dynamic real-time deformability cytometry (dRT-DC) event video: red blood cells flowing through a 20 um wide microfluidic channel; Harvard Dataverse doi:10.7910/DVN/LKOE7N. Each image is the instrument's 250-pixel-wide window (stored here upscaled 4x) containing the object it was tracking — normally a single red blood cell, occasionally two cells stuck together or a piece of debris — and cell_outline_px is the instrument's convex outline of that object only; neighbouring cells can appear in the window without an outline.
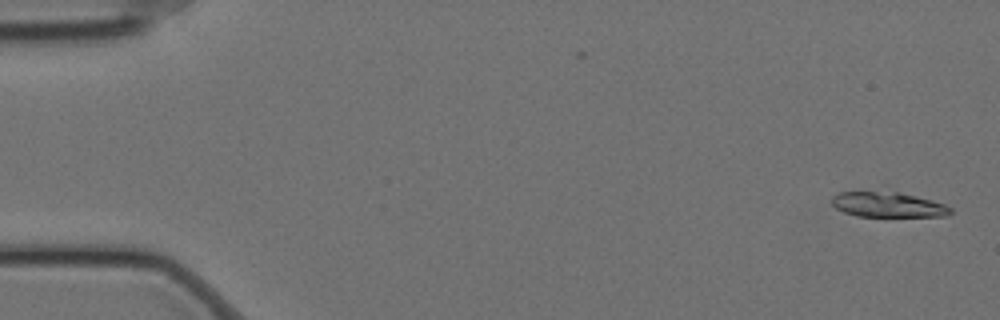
{"species": "Egyptian fruit bat (a non-hibernating species)", "species_latin": "Rousettus aegyptiacus", "temperature_condition": "cold", "stored_images_in_passage": 57, "camera_frame_rate_fps": 3000, "um_per_image_px": 0.085, "animal": {"sex": "female"}, "frame": {"image": 1, "passage_image": 1, "time_ms": 0.0, "image_size_px": [1000, 320], "cell_outline_px": [[952, 212], [948, 216], [856, 216], [844, 212], [836, 208], [832, 204], [832, 196], [840, 192], [888, 184], [944, 204], [952, 208]], "centroid_in_image_um": [75.45, 17.25], "position_along_channel_um": 9.5, "area_um2": 19.59}}
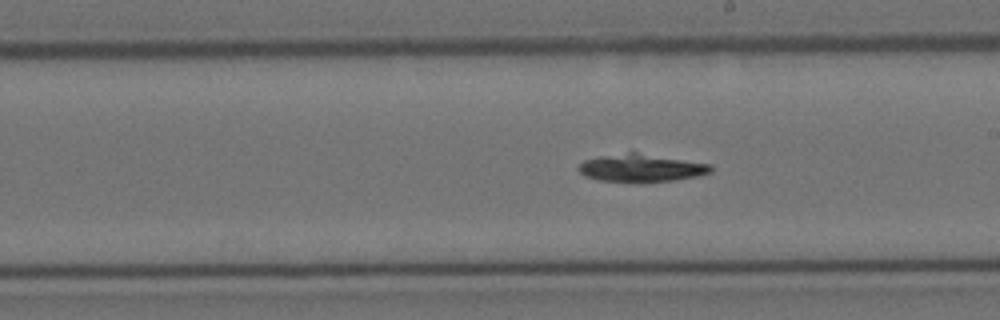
{"frame": {"image": 2, "passage_image": 32, "time_ms": 10.333, "image_size_px": [1000, 320], "cell_outline_px": [[712, 172], [696, 176], [672, 180], [600, 180], [584, 176], [576, 168], [584, 160], [596, 156], [632, 148], [712, 164]], "centroid_in_image_um": [54.5, 14.16], "position_along_channel_um": 234.5, "area_um2": 22.25}}
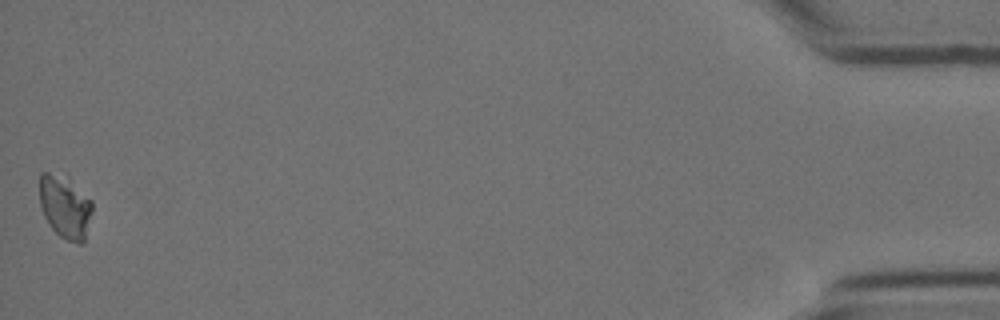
{"frame": {"image": 3, "passage_image": 57, "time_ms": 18.667, "image_size_px": [1000, 320], "cell_outline_px": [[92, 212], [84, 244], [80, 244], [68, 240], [60, 236], [48, 224], [44, 216], [40, 204], [40, 172], [68, 172], [92, 200]], "centroid_in_image_um": [5.56, 17.49], "position_along_channel_um": 429.6, "area_um2": 20.29}}